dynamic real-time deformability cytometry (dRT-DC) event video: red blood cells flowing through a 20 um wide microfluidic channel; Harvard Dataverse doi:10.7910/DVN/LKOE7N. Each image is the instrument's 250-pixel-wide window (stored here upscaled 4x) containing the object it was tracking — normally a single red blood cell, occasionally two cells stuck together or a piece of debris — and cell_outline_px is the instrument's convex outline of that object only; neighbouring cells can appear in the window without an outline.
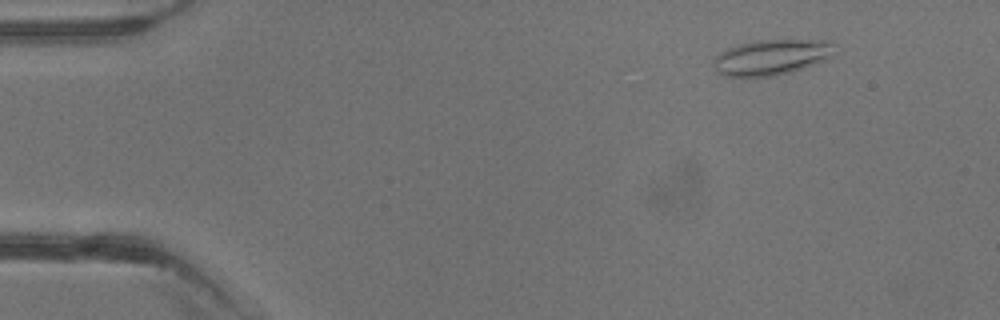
{"species": "common noctule bat (a hibernating species)", "species_latin": "Nyctalus noctula", "temperature_condition": "warm", "stored_images_in_passage": 4, "camera_frame_rate_fps": 3000, "um_per_image_px": 0.085, "animal": {"sex": "male", "body_mass_g": 13.3}, "frame": {"image": 1, "passage_image": 2, "time_ms": 1.333, "image_size_px": [1000, 320], "cell_outline_px": [[832, 56], [824, 60], [792, 72], [776, 76], [724, 76], [716, 72], [712, 64], [712, 60], [720, 52], [728, 48], [740, 44], [760, 40], [832, 40]], "centroid_in_image_um": [65.53, 4.87], "position_along_channel_um": 19.5, "area_um2": 24.97}}